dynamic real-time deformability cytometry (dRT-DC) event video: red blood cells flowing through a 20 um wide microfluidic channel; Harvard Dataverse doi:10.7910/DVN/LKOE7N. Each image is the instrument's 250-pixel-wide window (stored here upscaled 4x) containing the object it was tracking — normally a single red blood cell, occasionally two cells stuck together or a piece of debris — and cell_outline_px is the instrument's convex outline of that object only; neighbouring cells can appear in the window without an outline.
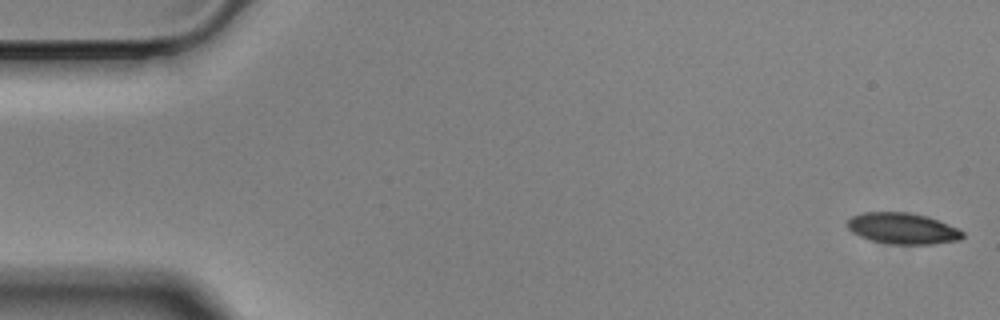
{"species": "Egyptian fruit bat (a non-hibernating species)", "species_latin": "Rousettus aegyptiacus", "temperature_condition": "cold", "stored_images_in_passage": 56, "camera_frame_rate_fps": 3000, "um_per_image_px": 0.085, "animal": {"sex": "male"}, "frame": {"image": 1, "passage_image": 1, "time_ms": 0.0, "image_size_px": [1000, 320], "cell_outline_px": [[964, 236], [960, 240], [932, 244], [888, 244], [868, 240], [852, 232], [848, 228], [848, 220], [852, 216], [864, 212], [908, 212], [928, 216], [956, 228], [964, 232]], "centroid_in_image_um": [76.71, 19.42], "position_along_channel_um": 8.3, "area_um2": 20.92}}
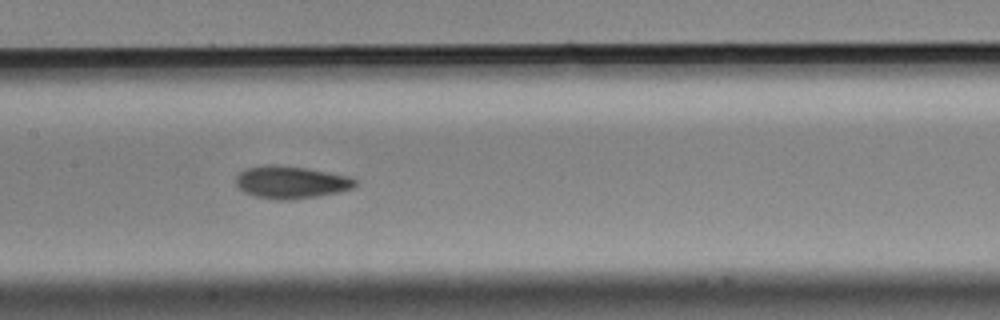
{"frame": {"image": 2, "passage_image": 27, "time_ms": 8.667, "image_size_px": [1000, 320], "cell_outline_px": [[356, 184], [352, 188], [340, 192], [320, 196], [292, 200], [276, 200], [256, 196], [244, 192], [236, 184], [236, 176], [240, 172], [248, 168], [268, 164], [276, 164], [308, 168], [348, 176], [356, 180]], "centroid_in_image_um": [24.74, 15.49], "position_along_channel_um": 182.7, "area_um2": 22.66}}
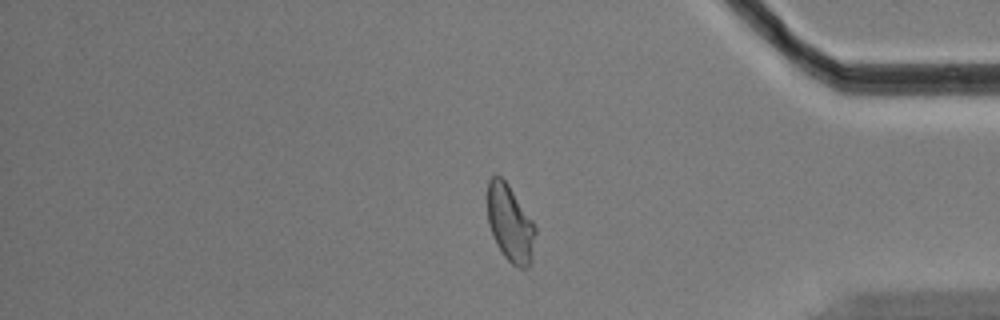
{"frame": {"image": 3, "passage_image": 47, "time_ms": 15.333, "image_size_px": [1000, 320], "cell_outline_px": [[536, 232], [532, 260], [528, 268], [520, 268], [512, 264], [504, 256], [496, 244], [488, 224], [488, 180], [492, 176], [500, 176], [508, 184], [532, 220], [536, 228]], "centroid_in_image_um": [43.37, 19.02], "position_along_channel_um": 391.8, "area_um2": 21.39}, "authors_computed_cell_mechanics": {"area_um2": 21.7617, "velocity_mm_per_s": 3.5125, "shape_relaxation_time_tau1_ms": 5.1695, "shape_relaxation_time_tau2_ms": 3.1313, "deformation_change_tau1": 0.1334, "deformation_change_tau2": 0.0823}}